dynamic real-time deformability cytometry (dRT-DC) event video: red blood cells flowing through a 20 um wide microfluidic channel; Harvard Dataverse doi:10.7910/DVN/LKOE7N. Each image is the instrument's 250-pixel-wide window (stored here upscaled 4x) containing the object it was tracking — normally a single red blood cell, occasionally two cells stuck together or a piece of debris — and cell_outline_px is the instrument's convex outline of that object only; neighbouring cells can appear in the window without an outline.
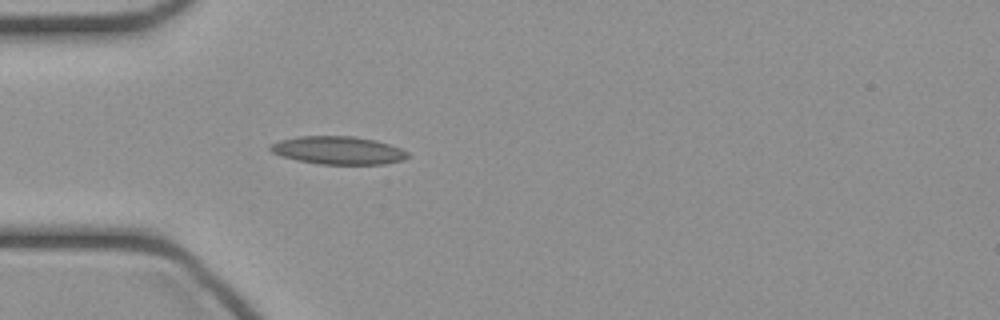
{"species": "common noctule bat (a hibernating species)", "species_latin": "Nyctalus noctula", "temperature_condition": "cold", "stored_images_in_passage": 34, "camera_frame_rate_fps": 3000, "um_per_image_px": 0.085, "animal": {"sex": "female", "body_mass_g": 21.9}, "frame": {"image": 1, "passage_image": 1, "time_ms": 0.0, "image_size_px": [1000, 320], "cell_outline_px": [[408, 156], [404, 160], [384, 164], [320, 164], [296, 160], [280, 156], [272, 152], [268, 148], [272, 144], [280, 140], [300, 136], [352, 136], [376, 140], [400, 148], [408, 152]], "centroid_in_image_um": [28.74, 12.78], "position_along_channel_um": 56.3, "area_um2": 22.37}}
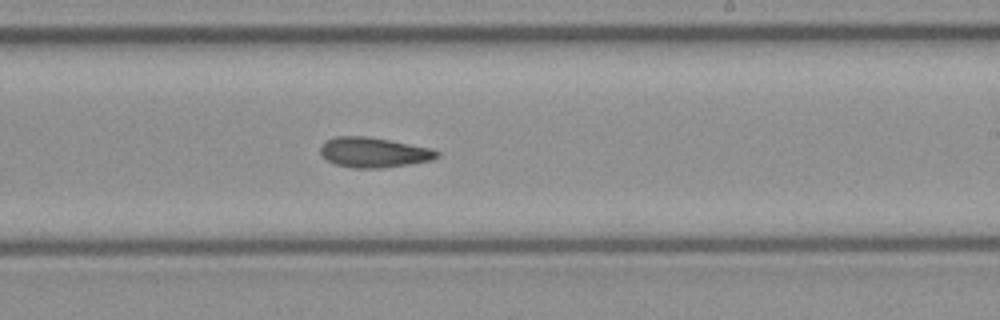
{"frame": {"image": 2, "passage_image": 15, "time_ms": 4.667, "image_size_px": [1000, 320], "cell_outline_px": [[440, 156], [432, 160], [384, 168], [352, 168], [336, 164], [328, 160], [320, 152], [320, 144], [324, 140], [336, 136], [368, 136], [432, 148], [440, 152]], "centroid_in_image_um": [31.77, 12.94], "position_along_channel_um": 257.2, "area_um2": 20.58}}
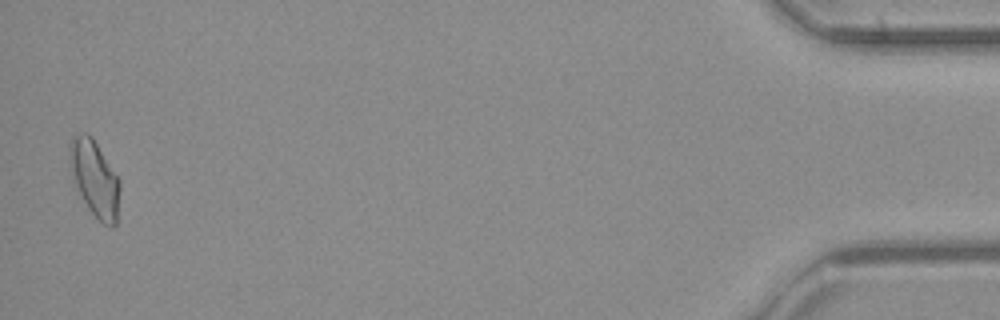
{"frame": {"image": 3, "passage_image": 33, "time_ms": 10.667, "image_size_px": [1000, 320], "cell_outline_px": [[120, 188], [116, 224], [112, 228], [104, 224], [88, 208], [72, 180], [68, 156], [68, 144], [72, 136], [80, 132], [88, 132], [92, 136], [120, 180]], "centroid_in_image_um": [8.02, 15.11], "position_along_channel_um": 427.2, "area_um2": 22.54}}